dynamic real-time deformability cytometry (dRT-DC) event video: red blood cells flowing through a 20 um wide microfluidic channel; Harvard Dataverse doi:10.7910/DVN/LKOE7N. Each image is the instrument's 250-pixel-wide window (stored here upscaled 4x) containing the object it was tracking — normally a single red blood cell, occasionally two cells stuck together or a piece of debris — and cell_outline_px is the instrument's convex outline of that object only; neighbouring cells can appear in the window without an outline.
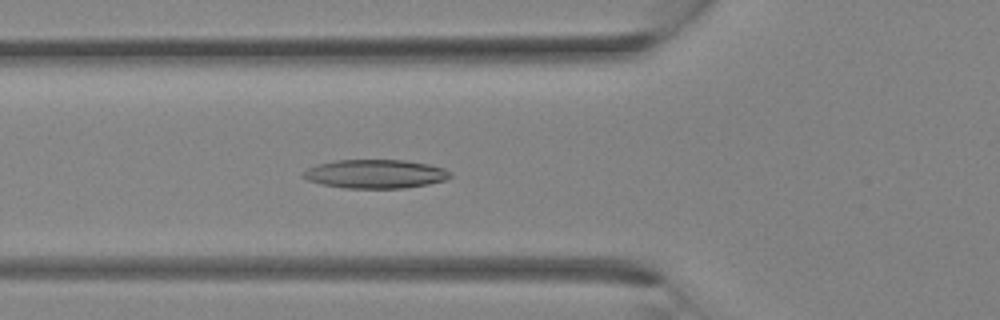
{"species": "Egyptian fruit bat (a non-hibernating species)", "species_latin": "Rousettus aegyptiacus", "temperature_condition": "room temperature", "stored_images_in_passage": 25, "camera_frame_rate_fps": 3000, "um_per_image_px": 0.085, "animal": {"sex": "female"}, "frame": {"image": 1, "passage_image": 4, "time_ms": 1.0, "image_size_px": [1000, 320], "cell_outline_px": [[452, 176], [444, 180], [428, 184], [404, 188], [344, 188], [324, 184], [308, 180], [300, 176], [300, 172], [316, 164], [336, 160], [408, 160], [428, 164], [444, 168], [452, 172]], "centroid_in_image_um": [31.89, 14.77], "position_along_channel_um": 93.9, "area_um2": 24.8}}
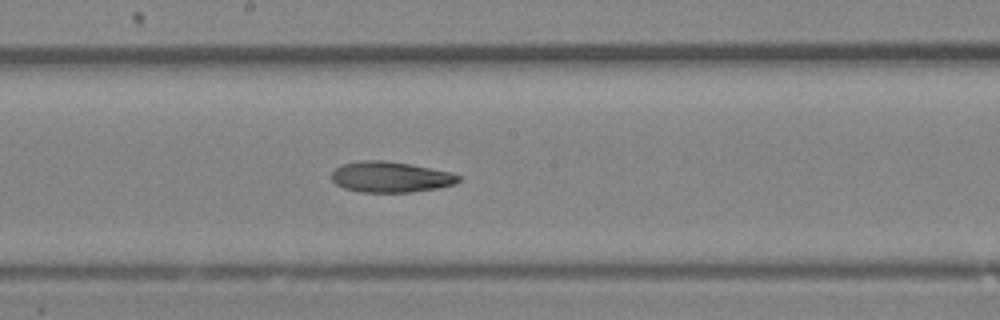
{"frame": {"image": 2, "passage_image": 10, "time_ms": 3.0, "image_size_px": [1000, 320], "cell_outline_px": [[460, 180], [456, 184], [436, 188], [412, 192], [360, 192], [344, 188], [336, 184], [332, 180], [332, 172], [340, 164], [360, 160], [384, 160], [412, 164], [452, 172], [460, 176]], "centroid_in_image_um": [33.2, 15.03], "position_along_channel_um": 215.0, "area_um2": 22.95}}
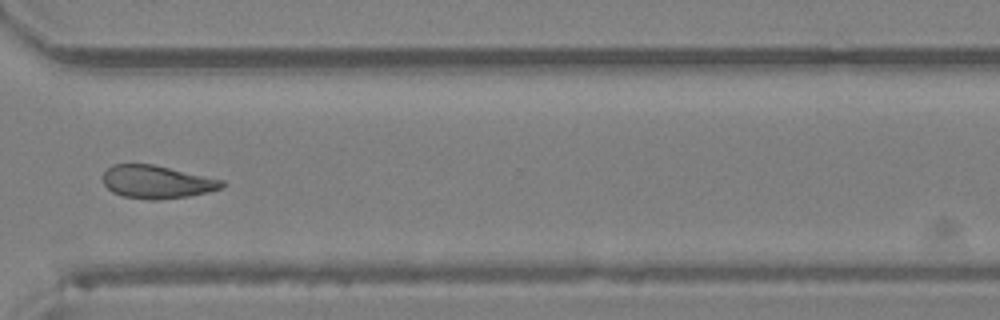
{"frame": {"image": 3, "passage_image": 17, "time_ms": 5.333, "image_size_px": [1000, 320], "cell_outline_px": [[224, 184], [220, 188], [188, 196], [156, 200], [152, 200], [124, 196], [112, 192], [104, 184], [104, 172], [112, 164], [152, 164], [224, 180]], "centroid_in_image_um": [13.3, 15.46], "position_along_channel_um": 357.3, "area_um2": 22.48}}